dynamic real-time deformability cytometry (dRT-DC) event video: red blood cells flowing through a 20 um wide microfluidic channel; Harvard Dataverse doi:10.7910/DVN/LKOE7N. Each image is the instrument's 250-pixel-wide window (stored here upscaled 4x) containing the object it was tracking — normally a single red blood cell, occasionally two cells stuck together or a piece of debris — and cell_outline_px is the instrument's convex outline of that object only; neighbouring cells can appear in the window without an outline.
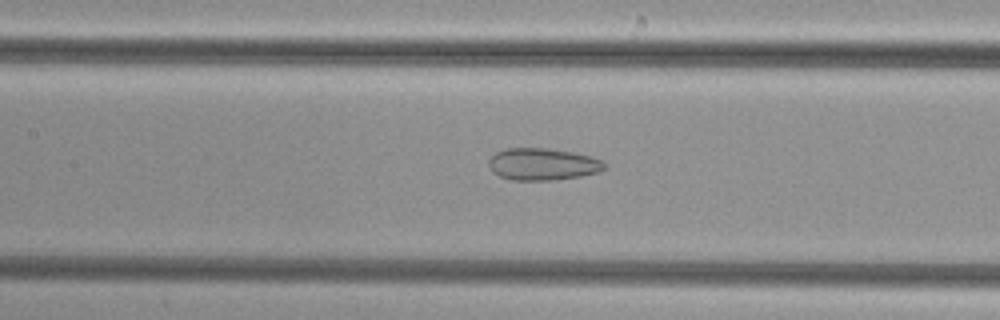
{"species": "common noctule bat (a hibernating species)", "species_latin": "Nyctalus noctula", "temperature_condition": "cold", "stored_images_in_passage": 41, "camera_frame_rate_fps": 3000, "um_per_image_px": 0.085, "animal": {"sex": "female", "body_mass_g": 29.2, "forearm_length_mm": 56.3}, "frame": {"image": 1, "passage_image": 19, "time_ms": 6.0, "image_size_px": [1000, 320], "cell_outline_px": [[608, 164], [600, 172], [580, 176], [552, 180], [512, 180], [500, 176], [492, 172], [488, 164], [488, 160], [496, 152], [504, 148], [548, 148], [576, 152], [592, 156]], "centroid_in_image_um": [46.14, 13.94], "position_along_channel_um": 161.3, "area_um2": 21.85}}
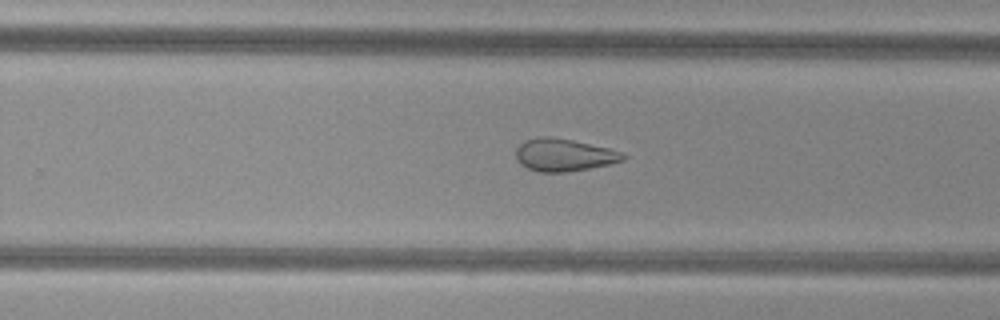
{"frame": {"image": 2, "passage_image": 28, "time_ms": 9.0, "image_size_px": [1000, 320], "cell_outline_px": [[628, 156], [624, 160], [608, 164], [568, 172], [540, 172], [528, 168], [520, 164], [516, 160], [516, 148], [524, 140], [540, 136], [552, 136], [572, 140], [608, 148], [624, 152]], "centroid_in_image_um": [47.92, 13.16], "position_along_channel_um": 281.9, "area_um2": 20.4}}
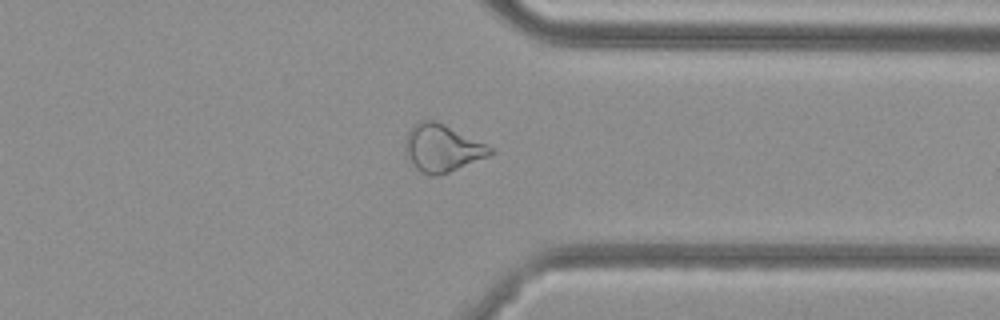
{"frame": {"image": 3, "passage_image": 35, "time_ms": 11.333, "image_size_px": [1000, 320], "cell_outline_px": [[492, 152], [488, 156], [440, 176], [428, 176], [420, 172], [412, 164], [404, 148], [404, 140], [408, 132], [420, 120], [436, 120], [492, 148]], "centroid_in_image_um": [37.53, 12.61], "position_along_channel_um": 373.9, "area_um2": 23.12}}